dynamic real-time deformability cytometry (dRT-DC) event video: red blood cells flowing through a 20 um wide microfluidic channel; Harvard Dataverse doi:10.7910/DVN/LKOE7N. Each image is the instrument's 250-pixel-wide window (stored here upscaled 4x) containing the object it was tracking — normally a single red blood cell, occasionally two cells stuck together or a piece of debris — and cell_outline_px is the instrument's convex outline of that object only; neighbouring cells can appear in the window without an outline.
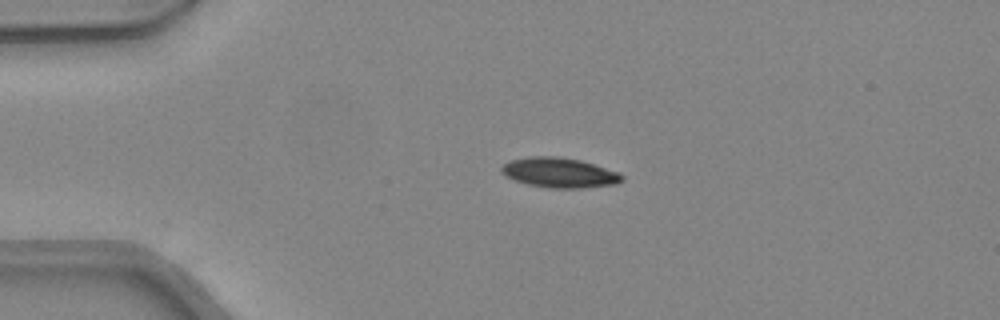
{"species": "common noctule bat (a hibernating species)", "species_latin": "Nyctalus noctula", "temperature_condition": "warm", "stored_images_in_passage": 37, "camera_frame_rate_fps": 3000, "um_per_image_px": 0.085, "animal": {"sex": "female", "body_mass_g": 24.6, "forearm_length_mm": 56.2}, "frame": {"image": 1, "passage_image": 1, "time_ms": 0.0, "image_size_px": [1000, 320], "cell_outline_px": [[624, 180], [616, 184], [580, 188], [548, 188], [528, 184], [504, 176], [500, 172], [500, 168], [508, 160], [528, 156], [560, 156], [580, 160], [620, 172], [624, 176]], "centroid_in_image_um": [47.54, 14.67], "position_along_channel_um": 37.5, "area_um2": 21.27}}
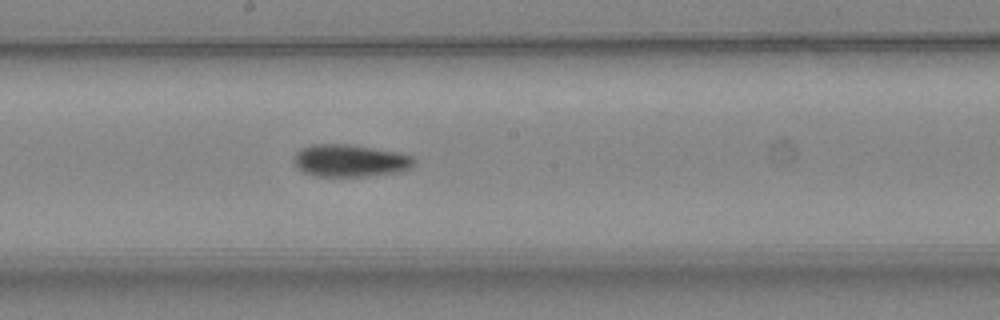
{"frame": {"image": 2, "passage_image": 16, "time_ms": 5.0, "image_size_px": [1000, 320], "cell_outline_px": [[416, 160], [412, 168], [400, 172], [368, 176], [316, 176], [304, 172], [296, 168], [292, 160], [292, 156], [300, 148], [312, 144], [348, 144], [400, 152], [412, 156]], "centroid_in_image_um": [29.74, 13.65], "position_along_channel_um": 218.5, "area_um2": 23.06}}
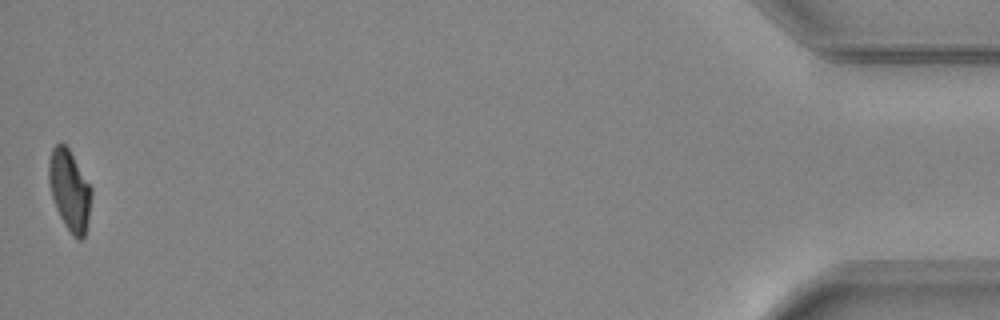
{"frame": {"image": 3, "passage_image": 37, "time_ms": 12.0, "image_size_px": [1000, 320], "cell_outline_px": [[92, 196], [88, 220], [84, 236], [80, 240], [76, 240], [72, 236], [64, 224], [56, 208], [52, 196], [48, 180], [48, 160], [52, 148], [60, 140], [68, 148], [92, 188]], "centroid_in_image_um": [5.9, 16.17], "position_along_channel_um": 429.3, "area_um2": 20.11}}